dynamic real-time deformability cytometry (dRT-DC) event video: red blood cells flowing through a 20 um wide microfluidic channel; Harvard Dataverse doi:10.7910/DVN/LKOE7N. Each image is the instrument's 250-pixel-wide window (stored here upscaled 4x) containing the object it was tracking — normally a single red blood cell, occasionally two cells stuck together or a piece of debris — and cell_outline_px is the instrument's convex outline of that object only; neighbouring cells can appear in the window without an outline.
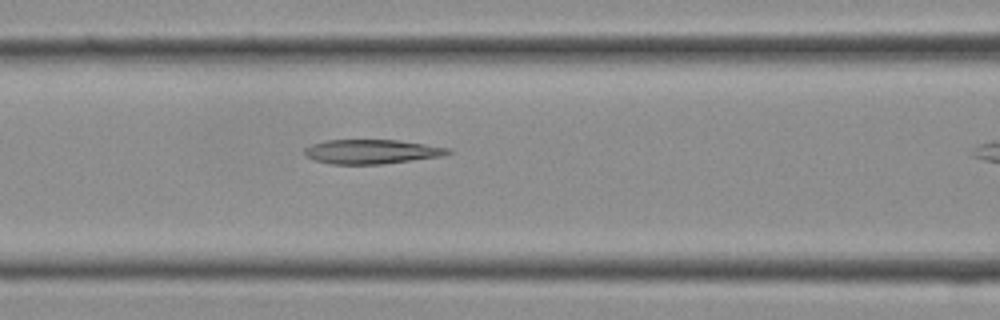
{"species": "Egyptian fruit bat (a non-hibernating species)", "species_latin": "Rousettus aegyptiacus", "temperature_condition": "cold", "stored_images_in_passage": 8, "camera_frame_rate_fps": 3000, "um_per_image_px": 0.085, "frame": {"image": 1, "passage_image": 7, "time_ms": 2.0, "image_size_px": [1000, 320], "cell_outline_px": [[452, 152], [440, 156], [412, 160], [380, 164], [332, 164], [312, 160], [304, 152], [304, 148], [312, 144], [328, 140], [400, 140], [452, 148]], "centroid_in_image_um": [31.6, 12.88], "position_along_channel_um": 135.0, "area_um2": 20.29}}